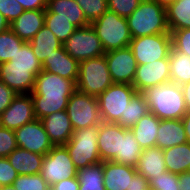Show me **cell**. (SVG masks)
<instances>
[{"mask_svg":"<svg viewBox=\"0 0 190 190\" xmlns=\"http://www.w3.org/2000/svg\"><path fill=\"white\" fill-rule=\"evenodd\" d=\"M76 84L67 78L42 70L35 79L31 92L36 119L66 110Z\"/></svg>","mask_w":190,"mask_h":190,"instance_id":"cell-1","label":"cell"},{"mask_svg":"<svg viewBox=\"0 0 190 190\" xmlns=\"http://www.w3.org/2000/svg\"><path fill=\"white\" fill-rule=\"evenodd\" d=\"M149 110L160 120L182 119L186 106L181 86L168 82L142 92Z\"/></svg>","mask_w":190,"mask_h":190,"instance_id":"cell-2","label":"cell"},{"mask_svg":"<svg viewBox=\"0 0 190 190\" xmlns=\"http://www.w3.org/2000/svg\"><path fill=\"white\" fill-rule=\"evenodd\" d=\"M126 19L132 38L170 33L165 7L153 0H142Z\"/></svg>","mask_w":190,"mask_h":190,"instance_id":"cell-3","label":"cell"},{"mask_svg":"<svg viewBox=\"0 0 190 190\" xmlns=\"http://www.w3.org/2000/svg\"><path fill=\"white\" fill-rule=\"evenodd\" d=\"M90 25L100 39L105 52L126 48L132 40L127 19L115 12L107 10Z\"/></svg>","mask_w":190,"mask_h":190,"instance_id":"cell-4","label":"cell"},{"mask_svg":"<svg viewBox=\"0 0 190 190\" xmlns=\"http://www.w3.org/2000/svg\"><path fill=\"white\" fill-rule=\"evenodd\" d=\"M112 84L105 55L79 62L76 90L98 97Z\"/></svg>","mask_w":190,"mask_h":190,"instance_id":"cell-5","label":"cell"},{"mask_svg":"<svg viewBox=\"0 0 190 190\" xmlns=\"http://www.w3.org/2000/svg\"><path fill=\"white\" fill-rule=\"evenodd\" d=\"M98 129L99 125L74 130L64 145L77 170L102 162L97 142Z\"/></svg>","mask_w":190,"mask_h":190,"instance_id":"cell-6","label":"cell"},{"mask_svg":"<svg viewBox=\"0 0 190 190\" xmlns=\"http://www.w3.org/2000/svg\"><path fill=\"white\" fill-rule=\"evenodd\" d=\"M136 92L130 84L113 83L108 87L97 97L102 121L117 123L120 118H125L127 104Z\"/></svg>","mask_w":190,"mask_h":190,"instance_id":"cell-7","label":"cell"},{"mask_svg":"<svg viewBox=\"0 0 190 190\" xmlns=\"http://www.w3.org/2000/svg\"><path fill=\"white\" fill-rule=\"evenodd\" d=\"M66 111L74 130L93 127L103 122L97 97L78 90L70 96Z\"/></svg>","mask_w":190,"mask_h":190,"instance_id":"cell-8","label":"cell"},{"mask_svg":"<svg viewBox=\"0 0 190 190\" xmlns=\"http://www.w3.org/2000/svg\"><path fill=\"white\" fill-rule=\"evenodd\" d=\"M128 47L134 54L137 65L169 58L172 48L171 33L132 38Z\"/></svg>","mask_w":190,"mask_h":190,"instance_id":"cell-9","label":"cell"},{"mask_svg":"<svg viewBox=\"0 0 190 190\" xmlns=\"http://www.w3.org/2000/svg\"><path fill=\"white\" fill-rule=\"evenodd\" d=\"M40 175L50 187L64 179L77 177V169L64 145L53 146L44 156Z\"/></svg>","mask_w":190,"mask_h":190,"instance_id":"cell-10","label":"cell"},{"mask_svg":"<svg viewBox=\"0 0 190 190\" xmlns=\"http://www.w3.org/2000/svg\"><path fill=\"white\" fill-rule=\"evenodd\" d=\"M63 46L65 51L78 62L105 54L101 41L91 25L77 28Z\"/></svg>","mask_w":190,"mask_h":190,"instance_id":"cell-11","label":"cell"},{"mask_svg":"<svg viewBox=\"0 0 190 190\" xmlns=\"http://www.w3.org/2000/svg\"><path fill=\"white\" fill-rule=\"evenodd\" d=\"M17 147L27 151L46 155L54 146L40 119L24 124L14 130Z\"/></svg>","mask_w":190,"mask_h":190,"instance_id":"cell-12","label":"cell"},{"mask_svg":"<svg viewBox=\"0 0 190 190\" xmlns=\"http://www.w3.org/2000/svg\"><path fill=\"white\" fill-rule=\"evenodd\" d=\"M113 83L133 84L137 62L129 47L105 52Z\"/></svg>","mask_w":190,"mask_h":190,"instance_id":"cell-13","label":"cell"},{"mask_svg":"<svg viewBox=\"0 0 190 190\" xmlns=\"http://www.w3.org/2000/svg\"><path fill=\"white\" fill-rule=\"evenodd\" d=\"M170 82V62L168 58L149 64L137 65L132 86L137 92H143L161 84Z\"/></svg>","mask_w":190,"mask_h":190,"instance_id":"cell-14","label":"cell"},{"mask_svg":"<svg viewBox=\"0 0 190 190\" xmlns=\"http://www.w3.org/2000/svg\"><path fill=\"white\" fill-rule=\"evenodd\" d=\"M35 119L31 93L17 94L10 106L0 115V126L16 130Z\"/></svg>","mask_w":190,"mask_h":190,"instance_id":"cell-15","label":"cell"},{"mask_svg":"<svg viewBox=\"0 0 190 190\" xmlns=\"http://www.w3.org/2000/svg\"><path fill=\"white\" fill-rule=\"evenodd\" d=\"M35 79L32 67L9 66L7 62L0 64V80L16 94L31 93Z\"/></svg>","mask_w":190,"mask_h":190,"instance_id":"cell-16","label":"cell"},{"mask_svg":"<svg viewBox=\"0 0 190 190\" xmlns=\"http://www.w3.org/2000/svg\"><path fill=\"white\" fill-rule=\"evenodd\" d=\"M45 18H63L76 28L90 25L83 10L75 0H47Z\"/></svg>","mask_w":190,"mask_h":190,"instance_id":"cell-17","label":"cell"},{"mask_svg":"<svg viewBox=\"0 0 190 190\" xmlns=\"http://www.w3.org/2000/svg\"><path fill=\"white\" fill-rule=\"evenodd\" d=\"M40 120L54 146L65 145L71 139L74 129L66 110L49 114Z\"/></svg>","mask_w":190,"mask_h":190,"instance_id":"cell-18","label":"cell"},{"mask_svg":"<svg viewBox=\"0 0 190 190\" xmlns=\"http://www.w3.org/2000/svg\"><path fill=\"white\" fill-rule=\"evenodd\" d=\"M97 142L101 161H112L120 153L121 125L102 122L99 125Z\"/></svg>","mask_w":190,"mask_h":190,"instance_id":"cell-19","label":"cell"},{"mask_svg":"<svg viewBox=\"0 0 190 190\" xmlns=\"http://www.w3.org/2000/svg\"><path fill=\"white\" fill-rule=\"evenodd\" d=\"M43 70L59 75L77 83L79 62L72 58L64 49L58 48L42 64Z\"/></svg>","mask_w":190,"mask_h":190,"instance_id":"cell-20","label":"cell"},{"mask_svg":"<svg viewBox=\"0 0 190 190\" xmlns=\"http://www.w3.org/2000/svg\"><path fill=\"white\" fill-rule=\"evenodd\" d=\"M135 167L114 161L103 162L104 187L106 190H130Z\"/></svg>","mask_w":190,"mask_h":190,"instance_id":"cell-21","label":"cell"},{"mask_svg":"<svg viewBox=\"0 0 190 190\" xmlns=\"http://www.w3.org/2000/svg\"><path fill=\"white\" fill-rule=\"evenodd\" d=\"M45 25V10H25L10 23V29L24 42H30Z\"/></svg>","mask_w":190,"mask_h":190,"instance_id":"cell-22","label":"cell"},{"mask_svg":"<svg viewBox=\"0 0 190 190\" xmlns=\"http://www.w3.org/2000/svg\"><path fill=\"white\" fill-rule=\"evenodd\" d=\"M187 143L181 119L160 120L155 147L161 150Z\"/></svg>","mask_w":190,"mask_h":190,"instance_id":"cell-23","label":"cell"},{"mask_svg":"<svg viewBox=\"0 0 190 190\" xmlns=\"http://www.w3.org/2000/svg\"><path fill=\"white\" fill-rule=\"evenodd\" d=\"M137 173L144 176L148 182L154 177L167 171L164 161V153L159 147L143 149L135 166Z\"/></svg>","mask_w":190,"mask_h":190,"instance_id":"cell-24","label":"cell"},{"mask_svg":"<svg viewBox=\"0 0 190 190\" xmlns=\"http://www.w3.org/2000/svg\"><path fill=\"white\" fill-rule=\"evenodd\" d=\"M44 156L17 147L7 156V159L18 175H30L40 173Z\"/></svg>","mask_w":190,"mask_h":190,"instance_id":"cell-25","label":"cell"},{"mask_svg":"<svg viewBox=\"0 0 190 190\" xmlns=\"http://www.w3.org/2000/svg\"><path fill=\"white\" fill-rule=\"evenodd\" d=\"M159 124L160 119L149 112L130 128L142 149L155 147Z\"/></svg>","mask_w":190,"mask_h":190,"instance_id":"cell-26","label":"cell"},{"mask_svg":"<svg viewBox=\"0 0 190 190\" xmlns=\"http://www.w3.org/2000/svg\"><path fill=\"white\" fill-rule=\"evenodd\" d=\"M29 43L34 55L41 64H43L55 50L63 46L53 32L45 25L35 34Z\"/></svg>","mask_w":190,"mask_h":190,"instance_id":"cell-27","label":"cell"},{"mask_svg":"<svg viewBox=\"0 0 190 190\" xmlns=\"http://www.w3.org/2000/svg\"><path fill=\"white\" fill-rule=\"evenodd\" d=\"M142 151L131 129L121 126L120 153L112 161L135 167Z\"/></svg>","mask_w":190,"mask_h":190,"instance_id":"cell-28","label":"cell"},{"mask_svg":"<svg viewBox=\"0 0 190 190\" xmlns=\"http://www.w3.org/2000/svg\"><path fill=\"white\" fill-rule=\"evenodd\" d=\"M166 169L181 174L190 169V143L176 145L163 150Z\"/></svg>","mask_w":190,"mask_h":190,"instance_id":"cell-29","label":"cell"},{"mask_svg":"<svg viewBox=\"0 0 190 190\" xmlns=\"http://www.w3.org/2000/svg\"><path fill=\"white\" fill-rule=\"evenodd\" d=\"M165 9L170 33L190 28V0H176Z\"/></svg>","mask_w":190,"mask_h":190,"instance_id":"cell-30","label":"cell"},{"mask_svg":"<svg viewBox=\"0 0 190 190\" xmlns=\"http://www.w3.org/2000/svg\"><path fill=\"white\" fill-rule=\"evenodd\" d=\"M170 82L182 86L190 82V56L173 50L169 53Z\"/></svg>","mask_w":190,"mask_h":190,"instance_id":"cell-31","label":"cell"},{"mask_svg":"<svg viewBox=\"0 0 190 190\" xmlns=\"http://www.w3.org/2000/svg\"><path fill=\"white\" fill-rule=\"evenodd\" d=\"M79 190H106L104 187L103 162L77 170Z\"/></svg>","mask_w":190,"mask_h":190,"instance_id":"cell-32","label":"cell"},{"mask_svg":"<svg viewBox=\"0 0 190 190\" xmlns=\"http://www.w3.org/2000/svg\"><path fill=\"white\" fill-rule=\"evenodd\" d=\"M149 112V106L144 94L141 92H136L131 98L130 103L127 104L125 118H120L117 124L125 128H131Z\"/></svg>","mask_w":190,"mask_h":190,"instance_id":"cell-33","label":"cell"},{"mask_svg":"<svg viewBox=\"0 0 190 190\" xmlns=\"http://www.w3.org/2000/svg\"><path fill=\"white\" fill-rule=\"evenodd\" d=\"M24 43L10 28L0 32V64L10 61Z\"/></svg>","mask_w":190,"mask_h":190,"instance_id":"cell-34","label":"cell"},{"mask_svg":"<svg viewBox=\"0 0 190 190\" xmlns=\"http://www.w3.org/2000/svg\"><path fill=\"white\" fill-rule=\"evenodd\" d=\"M9 66L32 67V73L37 76L42 70V64L34 55L29 42H25L14 57L7 62Z\"/></svg>","mask_w":190,"mask_h":190,"instance_id":"cell-35","label":"cell"},{"mask_svg":"<svg viewBox=\"0 0 190 190\" xmlns=\"http://www.w3.org/2000/svg\"><path fill=\"white\" fill-rule=\"evenodd\" d=\"M12 185L16 190H50V186L40 173L18 175Z\"/></svg>","mask_w":190,"mask_h":190,"instance_id":"cell-36","label":"cell"},{"mask_svg":"<svg viewBox=\"0 0 190 190\" xmlns=\"http://www.w3.org/2000/svg\"><path fill=\"white\" fill-rule=\"evenodd\" d=\"M45 26L53 32L57 39L64 44V42L77 29L68 20L63 18H45Z\"/></svg>","mask_w":190,"mask_h":190,"instance_id":"cell-37","label":"cell"},{"mask_svg":"<svg viewBox=\"0 0 190 190\" xmlns=\"http://www.w3.org/2000/svg\"><path fill=\"white\" fill-rule=\"evenodd\" d=\"M84 12L86 19L91 23L100 18L107 10V0H75Z\"/></svg>","mask_w":190,"mask_h":190,"instance_id":"cell-38","label":"cell"},{"mask_svg":"<svg viewBox=\"0 0 190 190\" xmlns=\"http://www.w3.org/2000/svg\"><path fill=\"white\" fill-rule=\"evenodd\" d=\"M149 190H179L178 174L164 171L149 182Z\"/></svg>","mask_w":190,"mask_h":190,"instance_id":"cell-39","label":"cell"},{"mask_svg":"<svg viewBox=\"0 0 190 190\" xmlns=\"http://www.w3.org/2000/svg\"><path fill=\"white\" fill-rule=\"evenodd\" d=\"M142 0H107L108 10L120 17L127 18L139 6Z\"/></svg>","mask_w":190,"mask_h":190,"instance_id":"cell-40","label":"cell"},{"mask_svg":"<svg viewBox=\"0 0 190 190\" xmlns=\"http://www.w3.org/2000/svg\"><path fill=\"white\" fill-rule=\"evenodd\" d=\"M172 49L190 56V28L171 32Z\"/></svg>","mask_w":190,"mask_h":190,"instance_id":"cell-41","label":"cell"},{"mask_svg":"<svg viewBox=\"0 0 190 190\" xmlns=\"http://www.w3.org/2000/svg\"><path fill=\"white\" fill-rule=\"evenodd\" d=\"M16 148L14 130L0 126V157H7Z\"/></svg>","mask_w":190,"mask_h":190,"instance_id":"cell-42","label":"cell"},{"mask_svg":"<svg viewBox=\"0 0 190 190\" xmlns=\"http://www.w3.org/2000/svg\"><path fill=\"white\" fill-rule=\"evenodd\" d=\"M24 11V8L16 0H0V13L7 19L9 24Z\"/></svg>","mask_w":190,"mask_h":190,"instance_id":"cell-43","label":"cell"},{"mask_svg":"<svg viewBox=\"0 0 190 190\" xmlns=\"http://www.w3.org/2000/svg\"><path fill=\"white\" fill-rule=\"evenodd\" d=\"M18 174L7 157H0V187L12 185Z\"/></svg>","mask_w":190,"mask_h":190,"instance_id":"cell-44","label":"cell"},{"mask_svg":"<svg viewBox=\"0 0 190 190\" xmlns=\"http://www.w3.org/2000/svg\"><path fill=\"white\" fill-rule=\"evenodd\" d=\"M17 94L0 80V115L10 106Z\"/></svg>","mask_w":190,"mask_h":190,"instance_id":"cell-45","label":"cell"},{"mask_svg":"<svg viewBox=\"0 0 190 190\" xmlns=\"http://www.w3.org/2000/svg\"><path fill=\"white\" fill-rule=\"evenodd\" d=\"M50 190H79L78 178L72 177L70 179H64L51 186Z\"/></svg>","mask_w":190,"mask_h":190,"instance_id":"cell-46","label":"cell"},{"mask_svg":"<svg viewBox=\"0 0 190 190\" xmlns=\"http://www.w3.org/2000/svg\"><path fill=\"white\" fill-rule=\"evenodd\" d=\"M24 10H46L47 0H16Z\"/></svg>","mask_w":190,"mask_h":190,"instance_id":"cell-47","label":"cell"},{"mask_svg":"<svg viewBox=\"0 0 190 190\" xmlns=\"http://www.w3.org/2000/svg\"><path fill=\"white\" fill-rule=\"evenodd\" d=\"M130 190H149V182L140 173H136L131 179Z\"/></svg>","mask_w":190,"mask_h":190,"instance_id":"cell-48","label":"cell"},{"mask_svg":"<svg viewBox=\"0 0 190 190\" xmlns=\"http://www.w3.org/2000/svg\"><path fill=\"white\" fill-rule=\"evenodd\" d=\"M179 190H190V171L178 174Z\"/></svg>","mask_w":190,"mask_h":190,"instance_id":"cell-49","label":"cell"},{"mask_svg":"<svg viewBox=\"0 0 190 190\" xmlns=\"http://www.w3.org/2000/svg\"><path fill=\"white\" fill-rule=\"evenodd\" d=\"M181 88L183 91L186 110L190 111V82L183 84Z\"/></svg>","mask_w":190,"mask_h":190,"instance_id":"cell-50","label":"cell"},{"mask_svg":"<svg viewBox=\"0 0 190 190\" xmlns=\"http://www.w3.org/2000/svg\"><path fill=\"white\" fill-rule=\"evenodd\" d=\"M181 120L185 129L187 142L190 143V111H187Z\"/></svg>","mask_w":190,"mask_h":190,"instance_id":"cell-51","label":"cell"},{"mask_svg":"<svg viewBox=\"0 0 190 190\" xmlns=\"http://www.w3.org/2000/svg\"><path fill=\"white\" fill-rule=\"evenodd\" d=\"M10 28V24L7 19L0 13V32L6 31Z\"/></svg>","mask_w":190,"mask_h":190,"instance_id":"cell-52","label":"cell"},{"mask_svg":"<svg viewBox=\"0 0 190 190\" xmlns=\"http://www.w3.org/2000/svg\"><path fill=\"white\" fill-rule=\"evenodd\" d=\"M153 1H156L159 5H162L166 8L168 5L174 3L176 0H153Z\"/></svg>","mask_w":190,"mask_h":190,"instance_id":"cell-53","label":"cell"},{"mask_svg":"<svg viewBox=\"0 0 190 190\" xmlns=\"http://www.w3.org/2000/svg\"><path fill=\"white\" fill-rule=\"evenodd\" d=\"M0 190H16V188H14L13 185H7L0 187Z\"/></svg>","mask_w":190,"mask_h":190,"instance_id":"cell-54","label":"cell"}]
</instances>
